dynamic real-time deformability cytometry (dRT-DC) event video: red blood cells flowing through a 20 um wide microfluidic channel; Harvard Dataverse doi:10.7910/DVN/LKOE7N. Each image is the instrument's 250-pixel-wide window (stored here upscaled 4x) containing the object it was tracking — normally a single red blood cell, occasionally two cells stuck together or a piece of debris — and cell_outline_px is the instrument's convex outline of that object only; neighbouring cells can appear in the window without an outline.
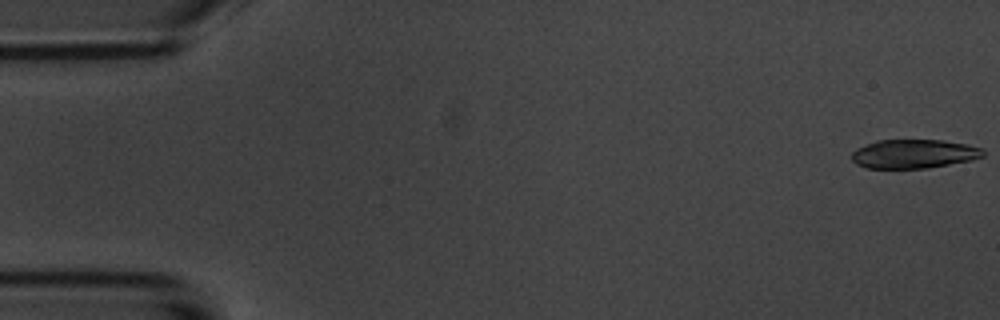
{"species": "common noctule bat (a hibernating species)", "species_latin": "Nyctalus noctula", "temperature_condition": "room temperature", "stored_images_in_passage": 5, "camera_frame_rate_fps": 3000, "um_per_image_px": 0.085, "animal": {"sex": "male", "body_mass_g": 20.1, "forearm_length_mm": 53.5}, "frame": {"image": 1, "passage_image": 1, "time_ms": 0.0, "image_size_px": [1000, 320], "cell_outline_px": [[984, 156], [972, 160], [928, 168], [868, 168], [856, 164], [852, 160], [852, 152], [856, 148], [876, 140], [944, 140], [968, 144], [980, 148], [984, 152]], "centroid_in_image_um": [77.67, 13.07], "position_along_channel_um": 7.3, "area_um2": 22.2}}
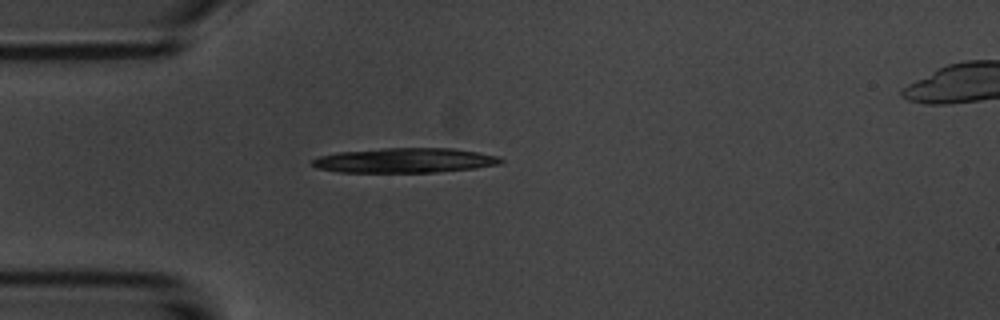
{"frame": {"image": 2, "passage_image": 5, "time_ms": 4.667, "image_size_px": [1000, 320], "cell_outline_px": [[504, 160], [500, 164], [476, 168], [436, 172], [340, 172], [316, 168], [312, 164], [312, 160], [320, 156], [336, 152], [384, 148], [452, 148], [500, 156]], "centroid_in_image_um": [34.42, 13.63], "position_along_channel_um": 50.6, "area_um2": 27.22}}